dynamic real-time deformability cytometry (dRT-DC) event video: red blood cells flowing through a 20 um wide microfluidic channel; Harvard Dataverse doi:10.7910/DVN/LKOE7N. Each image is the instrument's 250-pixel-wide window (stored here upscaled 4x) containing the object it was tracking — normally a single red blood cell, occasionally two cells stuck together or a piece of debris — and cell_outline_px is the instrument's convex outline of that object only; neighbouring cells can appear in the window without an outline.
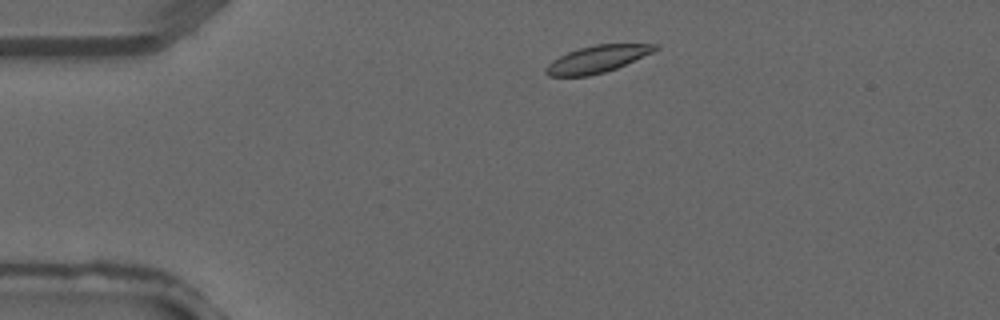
{"species": "common noctule bat (a hibernating species)", "species_latin": "Nyctalus noctula", "temperature_condition": "warm", "stored_images_in_passage": 3, "camera_frame_rate_fps": 3000, "um_per_image_px": 0.085, "animal": {"sex": "male", "forearm_length_mm": 52.5}, "frame": {"image": 1, "passage_image": 1, "time_ms": 0.0, "image_size_px": [1000, 320], "cell_outline_px": [[660, 48], [652, 52], [616, 68], [604, 72], [588, 76], [548, 76], [544, 72], [544, 68], [552, 60], [568, 52], [580, 48], [596, 44], [656, 44]], "centroid_in_image_um": [50.72, 5.03], "position_along_channel_um": 34.3, "area_um2": 16.99}}
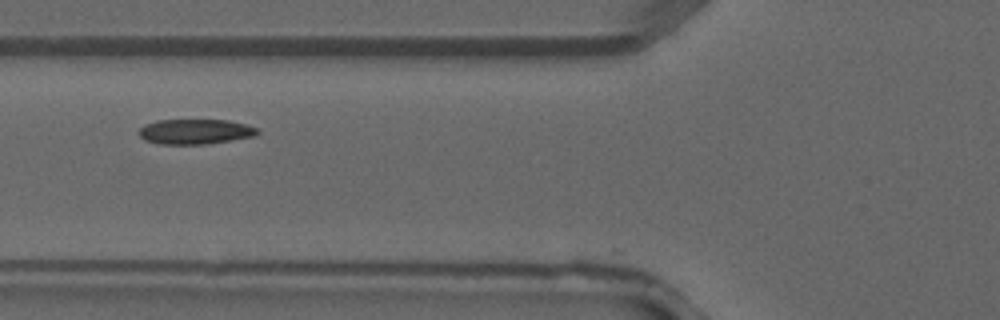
{"frame": {"image": 2, "passage_image": 3, "time_ms": 0.667, "image_size_px": [1000, 320], "cell_outline_px": [[260, 132], [256, 136], [208, 144], [160, 144], [144, 140], [136, 132], [144, 124], [156, 120], [228, 120], [260, 128]], "centroid_in_image_um": [16.59, 11.19], "position_along_channel_um": 109.2, "area_um2": 17.57}}